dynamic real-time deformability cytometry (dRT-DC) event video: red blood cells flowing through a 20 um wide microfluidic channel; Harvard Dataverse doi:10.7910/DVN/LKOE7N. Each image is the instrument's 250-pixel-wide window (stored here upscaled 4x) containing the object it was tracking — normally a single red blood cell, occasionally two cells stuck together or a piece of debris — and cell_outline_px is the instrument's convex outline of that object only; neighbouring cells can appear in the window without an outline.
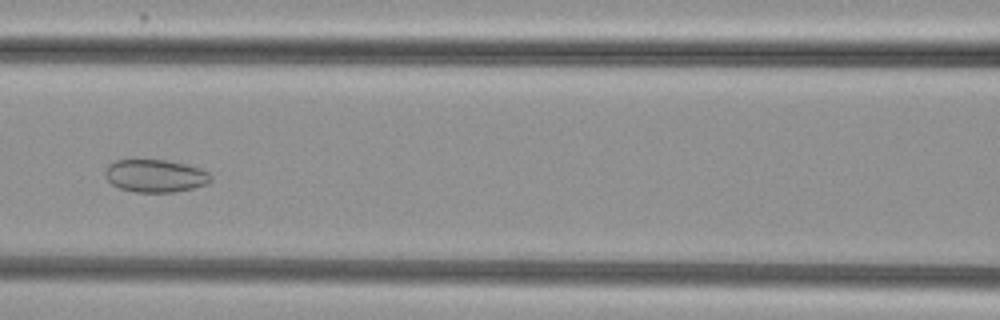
{"species": "common noctule bat (a hibernating species)", "species_latin": "Nyctalus noctula", "temperature_condition": "cold", "stored_images_in_passage": 51, "camera_frame_rate_fps": 3000, "um_per_image_px": 0.085, "animal": {"sex": "female", "body_mass_g": 29.2, "forearm_length_mm": 56.3}, "frame": {"image": 1, "passage_image": 21, "time_ms": 6.667, "image_size_px": [1000, 320], "cell_outline_px": [[212, 180], [208, 184], [192, 188], [172, 192], [136, 192], [120, 188], [112, 184], [104, 176], [104, 172], [108, 164], [112, 160], [164, 160], [184, 164], [200, 168], [208, 172], [212, 176]], "centroid_in_image_um": [13.18, 14.94], "position_along_channel_um": 153.4, "area_um2": 20.17}}
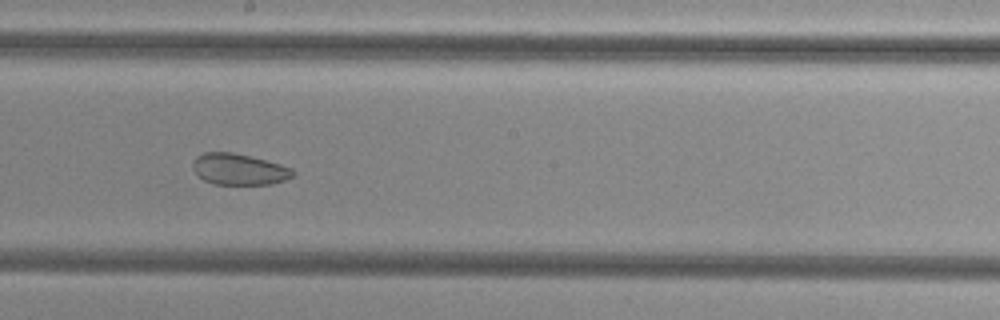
{"frame": {"image": 2, "passage_image": 27, "time_ms": 8.667, "image_size_px": [1000, 320], "cell_outline_px": [[296, 172], [292, 176], [284, 180], [272, 184], [212, 184], [204, 180], [192, 168], [192, 164], [196, 156], [204, 152], [232, 152], [280, 164], [292, 168]], "centroid_in_image_um": [20.3, 14.39], "position_along_channel_um": 227.9, "area_um2": 18.09}}
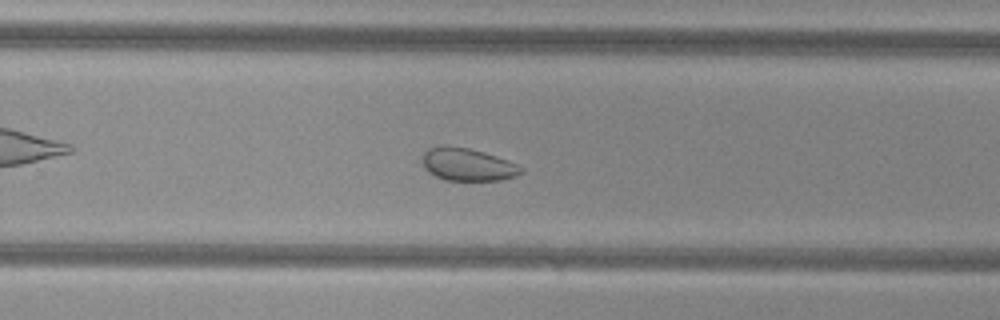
{"frame": {"image": 3, "passage_image": 32, "time_ms": 10.333, "image_size_px": [1000, 320], "cell_outline_px": [[524, 172], [516, 176], [500, 180], [444, 180], [428, 172], [424, 168], [420, 160], [424, 152], [428, 148], [440, 144], [448, 144], [468, 148], [484, 152], [508, 160], [524, 168]], "centroid_in_image_um": [39.7, 13.96], "position_along_channel_um": 290.1, "area_um2": 19.19}, "authors_computed_cell_mechanics": {"area_um2": 25.143, "velocity_mm_per_s": 3.735, "shape_relaxation_time_tau1_ms": null, "shape_relaxation_time_tau2_ms": 2.4614, "deformation_change_tau1": null, "deformation_change_tau2": 0.0701}}